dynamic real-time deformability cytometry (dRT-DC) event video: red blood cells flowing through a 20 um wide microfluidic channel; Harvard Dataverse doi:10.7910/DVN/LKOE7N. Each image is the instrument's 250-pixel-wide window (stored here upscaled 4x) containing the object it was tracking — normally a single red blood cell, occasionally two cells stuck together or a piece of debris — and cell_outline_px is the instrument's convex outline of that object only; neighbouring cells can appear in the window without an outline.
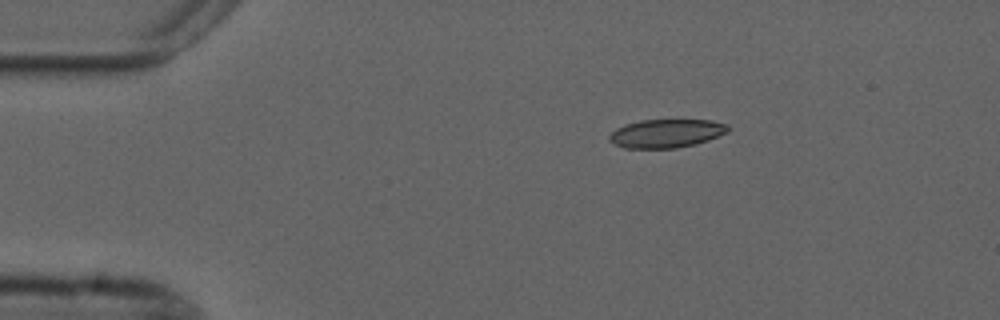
{"species": "common noctule bat (a hibernating species)", "species_latin": "Nyctalus noctula", "temperature_condition": "cold", "stored_images_in_passage": 46, "camera_frame_rate_fps": 3000, "um_per_image_px": 0.085, "animal": {"sex": "male", "forearm_length_mm": 52.5}, "frame": {"image": 1, "passage_image": 1, "time_ms": 0.0, "image_size_px": [1000, 320], "cell_outline_px": [[728, 132], [708, 140], [696, 144], [676, 148], [624, 148], [608, 140], [608, 136], [616, 128], [640, 120], [712, 120], [728, 124]], "centroid_in_image_um": [56.65, 11.34], "position_along_channel_um": 28.4, "area_um2": 19.65}}
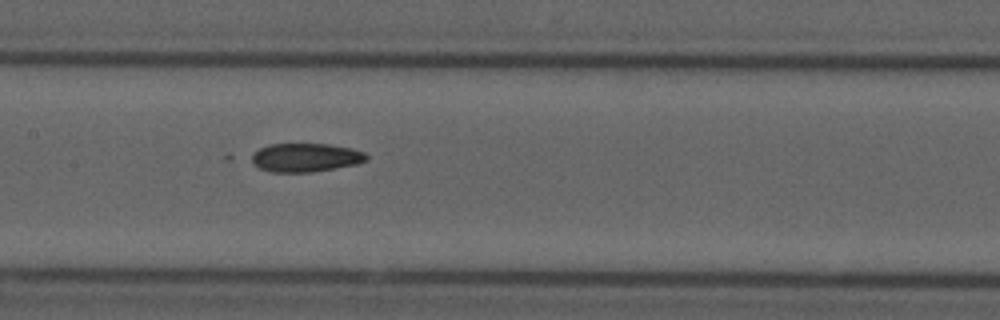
{"frame": {"image": 2, "passage_image": 18, "time_ms": 5.667, "image_size_px": [1000, 320], "cell_outline_px": [[368, 160], [356, 164], [312, 172], [272, 172], [260, 168], [252, 164], [248, 156], [260, 148], [268, 144], [328, 144], [352, 148], [364, 152], [368, 156]], "centroid_in_image_um": [25.93, 13.39], "position_along_channel_um": 181.5, "area_um2": 19.31}}
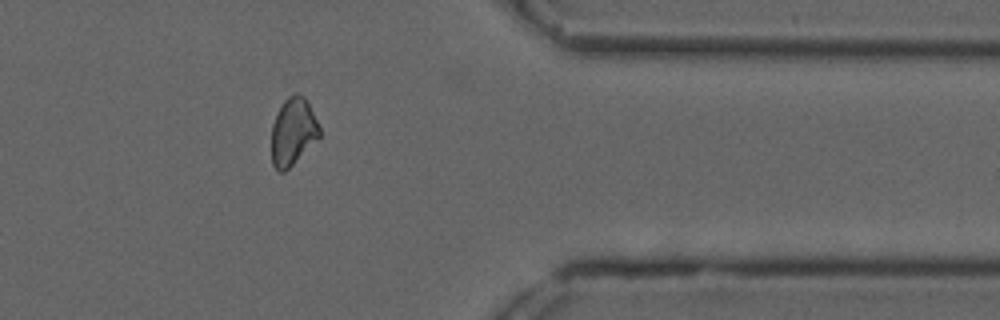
{"frame": {"image": 3, "passage_image": 36, "time_ms": 11.667, "image_size_px": [1000, 320], "cell_outline_px": [[320, 136], [284, 172], [280, 172], [272, 164], [272, 124], [284, 100], [288, 96], [296, 92], [304, 96], [308, 100], [320, 128]], "centroid_in_image_um": [24.91, 11.15], "position_along_channel_um": 386.5, "area_um2": 18.61}}